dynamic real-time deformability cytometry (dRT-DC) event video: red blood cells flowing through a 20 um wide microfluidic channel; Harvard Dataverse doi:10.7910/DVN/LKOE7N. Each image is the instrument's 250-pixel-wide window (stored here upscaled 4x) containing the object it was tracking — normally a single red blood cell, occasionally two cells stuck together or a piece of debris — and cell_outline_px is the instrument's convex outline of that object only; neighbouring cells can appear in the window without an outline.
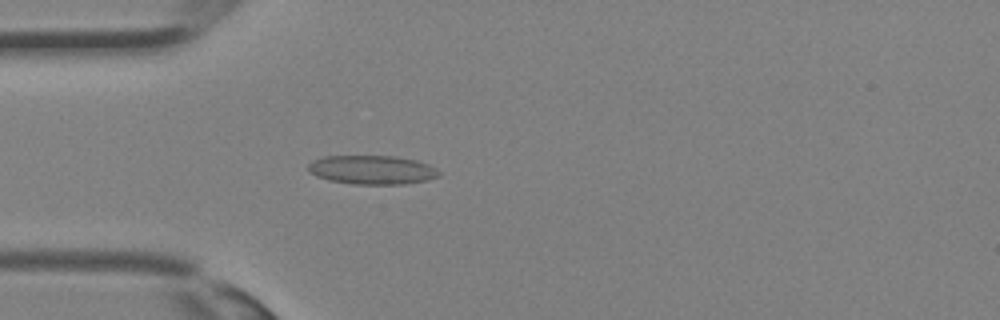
{"species": "Egyptian fruit bat (a non-hibernating species)", "species_latin": "Rousettus aegyptiacus", "temperature_condition": "room temperature", "stored_images_in_passage": 26, "camera_frame_rate_fps": 3000, "um_per_image_px": 0.085, "animal": {"sex": "female"}, "frame": {"image": 1, "passage_image": 1, "time_ms": 0.0, "image_size_px": [1000, 320], "cell_outline_px": [[440, 176], [428, 180], [404, 184], [352, 184], [328, 180], [316, 176], [308, 172], [308, 164], [312, 160], [324, 156], [392, 156], [416, 160], [428, 164], [436, 168], [440, 172]], "centroid_in_image_um": [31.61, 14.44], "position_along_channel_um": 53.4, "area_um2": 22.2}}
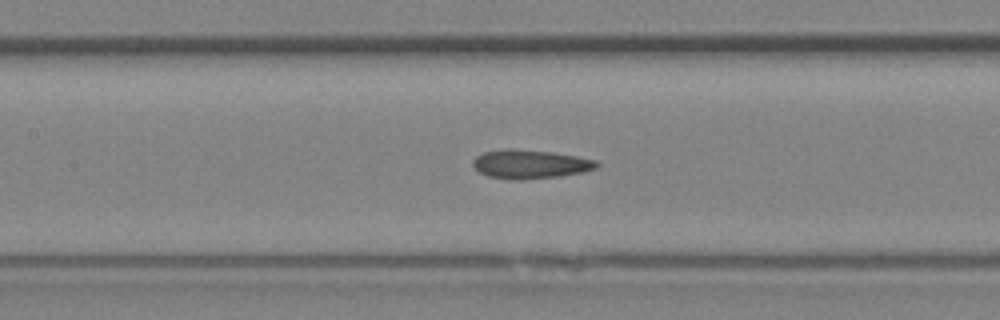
{"frame": {"image": 2, "passage_image": 7, "time_ms": 2.0, "image_size_px": [1000, 320], "cell_outline_px": [[600, 164], [596, 168], [584, 172], [560, 176], [516, 180], [512, 180], [488, 176], [480, 172], [472, 164], [472, 160], [476, 156], [484, 152], [552, 152], [576, 156], [596, 160]], "centroid_in_image_um": [45.13, 14.01], "position_along_channel_um": 162.3, "area_um2": 19.77}}
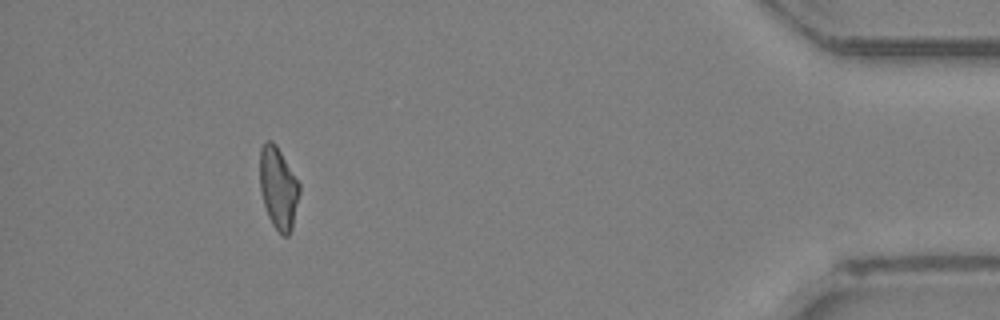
{"frame": {"image": 3, "passage_image": 23, "time_ms": 7.333, "image_size_px": [1000, 320], "cell_outline_px": [[300, 192], [292, 228], [288, 236], [284, 236], [272, 224], [268, 216], [264, 204], [260, 188], [260, 148], [264, 140], [272, 140], [276, 144], [300, 184]], "centroid_in_image_um": [23.65, 15.94], "position_along_channel_um": 411.5, "area_um2": 18.9}}